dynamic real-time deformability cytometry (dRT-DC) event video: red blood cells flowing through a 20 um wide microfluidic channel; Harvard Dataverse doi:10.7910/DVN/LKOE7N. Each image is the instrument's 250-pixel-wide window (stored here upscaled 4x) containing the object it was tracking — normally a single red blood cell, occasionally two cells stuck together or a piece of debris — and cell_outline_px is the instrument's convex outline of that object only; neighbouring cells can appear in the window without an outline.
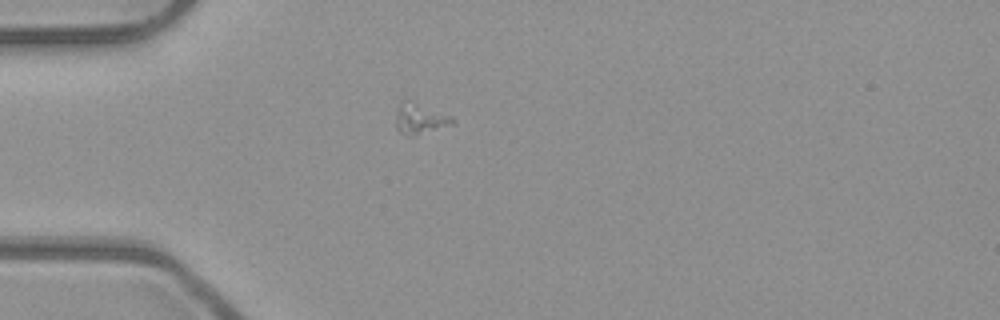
{"species": "common noctule bat (a hibernating species)", "species_latin": "Nyctalus noctula", "temperature_condition": "room temperature", "stored_images_in_passage": 1, "camera_frame_rate_fps": 3000, "um_per_image_px": 0.085, "animal": {"sex": "male", "body_mass_g": 23.1, "forearm_length_mm": 52.7}, "frame": {"image": 1, "passage_image": 1, "time_ms": 0.0, "image_size_px": [1000, 320], "cell_outline_px": [[456, 120], [452, 124], [416, 136], [412, 136], [400, 132], [396, 128], [396, 108], [404, 96], [408, 96], [452, 116]], "centroid_in_image_um": [35.67, 10.0], "position_along_channel_um": 49.3, "area_um2": 10.87}}